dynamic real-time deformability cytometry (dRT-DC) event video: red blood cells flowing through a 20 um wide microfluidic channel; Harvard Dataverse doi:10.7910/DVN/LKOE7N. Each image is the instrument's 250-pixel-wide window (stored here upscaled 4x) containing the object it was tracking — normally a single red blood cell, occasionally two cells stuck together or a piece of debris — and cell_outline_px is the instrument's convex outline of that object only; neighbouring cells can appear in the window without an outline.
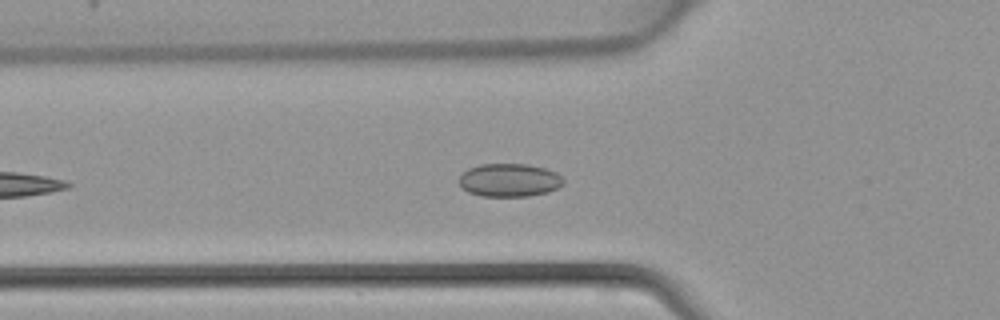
{"species": "common noctule bat (a hibernating species)", "species_latin": "Nyctalus noctula", "temperature_condition": "warm", "stored_images_in_passage": 28, "camera_frame_rate_fps": 3000, "um_per_image_px": 0.085, "animal": {"sex": "female", "body_mass_g": 22.7, "forearm_length_mm": 54.2}, "frame": {"image": 1, "passage_image": 7, "time_ms": 2.0, "image_size_px": [1000, 320], "cell_outline_px": [[564, 184], [548, 192], [528, 196], [480, 196], [468, 192], [460, 188], [460, 176], [468, 168], [480, 164], [528, 164], [544, 168], [556, 172], [564, 180]], "centroid_in_image_um": [43.28, 15.31], "position_along_channel_um": 82.5, "area_um2": 20.23}}
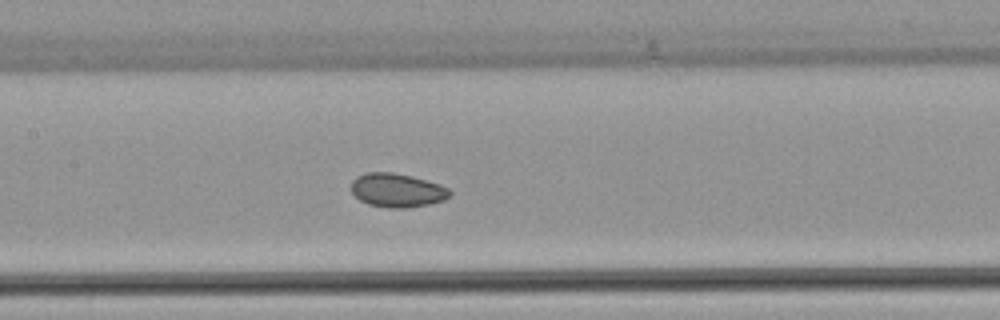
{"frame": {"image": 2, "passage_image": 13, "time_ms": 4.0, "image_size_px": [1000, 320], "cell_outline_px": [[452, 196], [444, 200], [428, 204], [408, 208], [388, 208], [368, 204], [360, 200], [352, 192], [352, 180], [356, 176], [368, 172], [392, 172], [412, 176], [440, 184], [448, 188], [452, 192]], "centroid_in_image_um": [33.78, 16.17], "position_along_channel_um": 173.6, "area_um2": 19.54}}
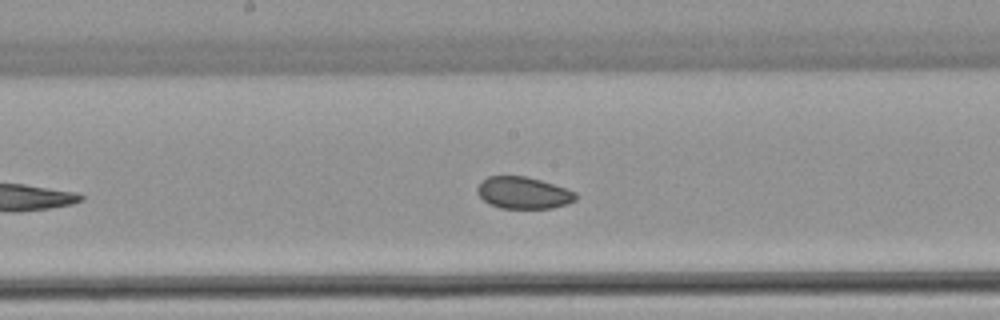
{"frame": {"image": 3, "passage_image": 15, "time_ms": 4.667, "image_size_px": [1000, 320], "cell_outline_px": [[576, 200], [568, 204], [552, 208], [500, 208], [488, 204], [476, 192], [476, 188], [480, 180], [488, 176], [524, 176], [540, 180], [576, 192]], "centroid_in_image_um": [44.44, 16.39], "position_along_channel_um": 203.8, "area_um2": 18.32}}